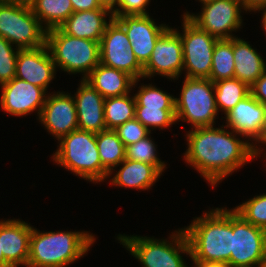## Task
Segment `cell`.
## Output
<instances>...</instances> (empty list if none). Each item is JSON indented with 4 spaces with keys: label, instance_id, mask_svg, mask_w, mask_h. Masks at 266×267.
<instances>
[{
    "label": "cell",
    "instance_id": "8",
    "mask_svg": "<svg viewBox=\"0 0 266 267\" xmlns=\"http://www.w3.org/2000/svg\"><path fill=\"white\" fill-rule=\"evenodd\" d=\"M47 30L34 15L31 6L0 0V36L18 49L46 45Z\"/></svg>",
    "mask_w": 266,
    "mask_h": 267
},
{
    "label": "cell",
    "instance_id": "39",
    "mask_svg": "<svg viewBox=\"0 0 266 267\" xmlns=\"http://www.w3.org/2000/svg\"><path fill=\"white\" fill-rule=\"evenodd\" d=\"M245 11H259L266 9V0H240Z\"/></svg>",
    "mask_w": 266,
    "mask_h": 267
},
{
    "label": "cell",
    "instance_id": "32",
    "mask_svg": "<svg viewBox=\"0 0 266 267\" xmlns=\"http://www.w3.org/2000/svg\"><path fill=\"white\" fill-rule=\"evenodd\" d=\"M245 221L266 230V194L254 196L233 208Z\"/></svg>",
    "mask_w": 266,
    "mask_h": 267
},
{
    "label": "cell",
    "instance_id": "19",
    "mask_svg": "<svg viewBox=\"0 0 266 267\" xmlns=\"http://www.w3.org/2000/svg\"><path fill=\"white\" fill-rule=\"evenodd\" d=\"M32 226L18 219L0 220V247L12 266L27 267Z\"/></svg>",
    "mask_w": 266,
    "mask_h": 267
},
{
    "label": "cell",
    "instance_id": "34",
    "mask_svg": "<svg viewBox=\"0 0 266 267\" xmlns=\"http://www.w3.org/2000/svg\"><path fill=\"white\" fill-rule=\"evenodd\" d=\"M18 48L0 36V86L11 81L16 75Z\"/></svg>",
    "mask_w": 266,
    "mask_h": 267
},
{
    "label": "cell",
    "instance_id": "28",
    "mask_svg": "<svg viewBox=\"0 0 266 267\" xmlns=\"http://www.w3.org/2000/svg\"><path fill=\"white\" fill-rule=\"evenodd\" d=\"M136 101L129 93L123 96L106 98L104 120L106 129H116L119 125L135 118Z\"/></svg>",
    "mask_w": 266,
    "mask_h": 267
},
{
    "label": "cell",
    "instance_id": "37",
    "mask_svg": "<svg viewBox=\"0 0 266 267\" xmlns=\"http://www.w3.org/2000/svg\"><path fill=\"white\" fill-rule=\"evenodd\" d=\"M250 94L266 105V71L250 86Z\"/></svg>",
    "mask_w": 266,
    "mask_h": 267
},
{
    "label": "cell",
    "instance_id": "43",
    "mask_svg": "<svg viewBox=\"0 0 266 267\" xmlns=\"http://www.w3.org/2000/svg\"><path fill=\"white\" fill-rule=\"evenodd\" d=\"M0 267H12L4 258V254L0 247Z\"/></svg>",
    "mask_w": 266,
    "mask_h": 267
},
{
    "label": "cell",
    "instance_id": "9",
    "mask_svg": "<svg viewBox=\"0 0 266 267\" xmlns=\"http://www.w3.org/2000/svg\"><path fill=\"white\" fill-rule=\"evenodd\" d=\"M182 18V33L174 30L180 35L182 42L185 77L208 79L212 69L213 49L219 39L200 29L187 16Z\"/></svg>",
    "mask_w": 266,
    "mask_h": 267
},
{
    "label": "cell",
    "instance_id": "29",
    "mask_svg": "<svg viewBox=\"0 0 266 267\" xmlns=\"http://www.w3.org/2000/svg\"><path fill=\"white\" fill-rule=\"evenodd\" d=\"M234 72L233 37L218 40L213 49L212 69L208 79L212 82L232 79L234 78Z\"/></svg>",
    "mask_w": 266,
    "mask_h": 267
},
{
    "label": "cell",
    "instance_id": "5",
    "mask_svg": "<svg viewBox=\"0 0 266 267\" xmlns=\"http://www.w3.org/2000/svg\"><path fill=\"white\" fill-rule=\"evenodd\" d=\"M169 238L170 242L167 239L147 236H117L119 243L125 246L143 267H188L181 256L182 253L190 256V247L183 228L172 232Z\"/></svg>",
    "mask_w": 266,
    "mask_h": 267
},
{
    "label": "cell",
    "instance_id": "22",
    "mask_svg": "<svg viewBox=\"0 0 266 267\" xmlns=\"http://www.w3.org/2000/svg\"><path fill=\"white\" fill-rule=\"evenodd\" d=\"M105 99L123 96L131 92L139 80H134L127 73L99 63L84 79Z\"/></svg>",
    "mask_w": 266,
    "mask_h": 267
},
{
    "label": "cell",
    "instance_id": "31",
    "mask_svg": "<svg viewBox=\"0 0 266 267\" xmlns=\"http://www.w3.org/2000/svg\"><path fill=\"white\" fill-rule=\"evenodd\" d=\"M152 140L148 135L144 139L127 146L125 157L128 160L140 161L152 165L162 174L167 167L165 162H162L157 156V145Z\"/></svg>",
    "mask_w": 266,
    "mask_h": 267
},
{
    "label": "cell",
    "instance_id": "41",
    "mask_svg": "<svg viewBox=\"0 0 266 267\" xmlns=\"http://www.w3.org/2000/svg\"><path fill=\"white\" fill-rule=\"evenodd\" d=\"M119 2L120 0H98L100 7L108 10L111 14L117 10Z\"/></svg>",
    "mask_w": 266,
    "mask_h": 267
},
{
    "label": "cell",
    "instance_id": "15",
    "mask_svg": "<svg viewBox=\"0 0 266 267\" xmlns=\"http://www.w3.org/2000/svg\"><path fill=\"white\" fill-rule=\"evenodd\" d=\"M113 19L124 29L138 62L144 66L150 59L158 38L169 28L155 23L148 15H123Z\"/></svg>",
    "mask_w": 266,
    "mask_h": 267
},
{
    "label": "cell",
    "instance_id": "12",
    "mask_svg": "<svg viewBox=\"0 0 266 267\" xmlns=\"http://www.w3.org/2000/svg\"><path fill=\"white\" fill-rule=\"evenodd\" d=\"M100 63L123 71L134 80L143 79V66L136 59L124 29L114 19L100 41Z\"/></svg>",
    "mask_w": 266,
    "mask_h": 267
},
{
    "label": "cell",
    "instance_id": "2",
    "mask_svg": "<svg viewBox=\"0 0 266 267\" xmlns=\"http://www.w3.org/2000/svg\"><path fill=\"white\" fill-rule=\"evenodd\" d=\"M190 256L198 260L219 261L230 265L232 250V209L215 208L196 217L183 228Z\"/></svg>",
    "mask_w": 266,
    "mask_h": 267
},
{
    "label": "cell",
    "instance_id": "23",
    "mask_svg": "<svg viewBox=\"0 0 266 267\" xmlns=\"http://www.w3.org/2000/svg\"><path fill=\"white\" fill-rule=\"evenodd\" d=\"M234 78L249 87L266 71L263 57L250 46L249 42L233 37Z\"/></svg>",
    "mask_w": 266,
    "mask_h": 267
},
{
    "label": "cell",
    "instance_id": "21",
    "mask_svg": "<svg viewBox=\"0 0 266 267\" xmlns=\"http://www.w3.org/2000/svg\"><path fill=\"white\" fill-rule=\"evenodd\" d=\"M106 16H109L108 22ZM112 19V14L104 8L77 11L73 12L60 28L70 36L100 42Z\"/></svg>",
    "mask_w": 266,
    "mask_h": 267
},
{
    "label": "cell",
    "instance_id": "17",
    "mask_svg": "<svg viewBox=\"0 0 266 267\" xmlns=\"http://www.w3.org/2000/svg\"><path fill=\"white\" fill-rule=\"evenodd\" d=\"M0 105L3 111L14 116H26L38 111V118L46 101V90L14 77L1 85Z\"/></svg>",
    "mask_w": 266,
    "mask_h": 267
},
{
    "label": "cell",
    "instance_id": "24",
    "mask_svg": "<svg viewBox=\"0 0 266 267\" xmlns=\"http://www.w3.org/2000/svg\"><path fill=\"white\" fill-rule=\"evenodd\" d=\"M119 165L122 167L110 179V183L116 187L148 190L161 176L154 166L140 161L125 159Z\"/></svg>",
    "mask_w": 266,
    "mask_h": 267
},
{
    "label": "cell",
    "instance_id": "18",
    "mask_svg": "<svg viewBox=\"0 0 266 267\" xmlns=\"http://www.w3.org/2000/svg\"><path fill=\"white\" fill-rule=\"evenodd\" d=\"M56 71L47 45L32 49H19L16 61V78L47 91Z\"/></svg>",
    "mask_w": 266,
    "mask_h": 267
},
{
    "label": "cell",
    "instance_id": "16",
    "mask_svg": "<svg viewBox=\"0 0 266 267\" xmlns=\"http://www.w3.org/2000/svg\"><path fill=\"white\" fill-rule=\"evenodd\" d=\"M39 121L47 129V132L55 136L57 140L78 129L74 97L68 92L47 93Z\"/></svg>",
    "mask_w": 266,
    "mask_h": 267
},
{
    "label": "cell",
    "instance_id": "4",
    "mask_svg": "<svg viewBox=\"0 0 266 267\" xmlns=\"http://www.w3.org/2000/svg\"><path fill=\"white\" fill-rule=\"evenodd\" d=\"M58 141L59 148L52 158L61 167L95 184L108 178L109 171L101 163L95 133L76 129Z\"/></svg>",
    "mask_w": 266,
    "mask_h": 267
},
{
    "label": "cell",
    "instance_id": "35",
    "mask_svg": "<svg viewBox=\"0 0 266 267\" xmlns=\"http://www.w3.org/2000/svg\"><path fill=\"white\" fill-rule=\"evenodd\" d=\"M125 147L144 139L151 132L136 118L126 121L114 129Z\"/></svg>",
    "mask_w": 266,
    "mask_h": 267
},
{
    "label": "cell",
    "instance_id": "42",
    "mask_svg": "<svg viewBox=\"0 0 266 267\" xmlns=\"http://www.w3.org/2000/svg\"><path fill=\"white\" fill-rule=\"evenodd\" d=\"M1 1L31 6L35 0H1Z\"/></svg>",
    "mask_w": 266,
    "mask_h": 267
},
{
    "label": "cell",
    "instance_id": "27",
    "mask_svg": "<svg viewBox=\"0 0 266 267\" xmlns=\"http://www.w3.org/2000/svg\"><path fill=\"white\" fill-rule=\"evenodd\" d=\"M213 83L218 112L220 109L225 115L250 94V87L236 78L222 79Z\"/></svg>",
    "mask_w": 266,
    "mask_h": 267
},
{
    "label": "cell",
    "instance_id": "40",
    "mask_svg": "<svg viewBox=\"0 0 266 267\" xmlns=\"http://www.w3.org/2000/svg\"><path fill=\"white\" fill-rule=\"evenodd\" d=\"M195 266L193 267H231L228 263L219 261H204L190 257Z\"/></svg>",
    "mask_w": 266,
    "mask_h": 267
},
{
    "label": "cell",
    "instance_id": "20",
    "mask_svg": "<svg viewBox=\"0 0 266 267\" xmlns=\"http://www.w3.org/2000/svg\"><path fill=\"white\" fill-rule=\"evenodd\" d=\"M75 93L78 129L93 132L95 134L106 130L104 120L105 98L88 82L80 81Z\"/></svg>",
    "mask_w": 266,
    "mask_h": 267
},
{
    "label": "cell",
    "instance_id": "36",
    "mask_svg": "<svg viewBox=\"0 0 266 267\" xmlns=\"http://www.w3.org/2000/svg\"><path fill=\"white\" fill-rule=\"evenodd\" d=\"M150 0H120L117 10L112 14L113 17L123 15H148L146 6Z\"/></svg>",
    "mask_w": 266,
    "mask_h": 267
},
{
    "label": "cell",
    "instance_id": "25",
    "mask_svg": "<svg viewBox=\"0 0 266 267\" xmlns=\"http://www.w3.org/2000/svg\"><path fill=\"white\" fill-rule=\"evenodd\" d=\"M31 8L46 30L61 27L73 14L71 0H35Z\"/></svg>",
    "mask_w": 266,
    "mask_h": 267
},
{
    "label": "cell",
    "instance_id": "1",
    "mask_svg": "<svg viewBox=\"0 0 266 267\" xmlns=\"http://www.w3.org/2000/svg\"><path fill=\"white\" fill-rule=\"evenodd\" d=\"M226 128V129H225ZM198 127L186 133L187 150L184 159L213 187L254 158L260 151L248 140L237 138L234 131Z\"/></svg>",
    "mask_w": 266,
    "mask_h": 267
},
{
    "label": "cell",
    "instance_id": "7",
    "mask_svg": "<svg viewBox=\"0 0 266 267\" xmlns=\"http://www.w3.org/2000/svg\"><path fill=\"white\" fill-rule=\"evenodd\" d=\"M182 83L180 97H175L176 122L184 120L193 128L213 126L218 115L214 83L207 78L188 77Z\"/></svg>",
    "mask_w": 266,
    "mask_h": 267
},
{
    "label": "cell",
    "instance_id": "30",
    "mask_svg": "<svg viewBox=\"0 0 266 267\" xmlns=\"http://www.w3.org/2000/svg\"><path fill=\"white\" fill-rule=\"evenodd\" d=\"M134 94L135 107H145V109H175V97L169 93L153 86L142 85Z\"/></svg>",
    "mask_w": 266,
    "mask_h": 267
},
{
    "label": "cell",
    "instance_id": "26",
    "mask_svg": "<svg viewBox=\"0 0 266 267\" xmlns=\"http://www.w3.org/2000/svg\"><path fill=\"white\" fill-rule=\"evenodd\" d=\"M96 143L102 165L109 171L108 178L115 167L126 159V147L119 139L115 130L106 129L96 134ZM114 170V171H112Z\"/></svg>",
    "mask_w": 266,
    "mask_h": 267
},
{
    "label": "cell",
    "instance_id": "13",
    "mask_svg": "<svg viewBox=\"0 0 266 267\" xmlns=\"http://www.w3.org/2000/svg\"><path fill=\"white\" fill-rule=\"evenodd\" d=\"M225 116V127L245 137L248 141H256L254 146L260 151L258 144L266 145V106L251 94L236 104ZM262 149V150H261Z\"/></svg>",
    "mask_w": 266,
    "mask_h": 267
},
{
    "label": "cell",
    "instance_id": "3",
    "mask_svg": "<svg viewBox=\"0 0 266 267\" xmlns=\"http://www.w3.org/2000/svg\"><path fill=\"white\" fill-rule=\"evenodd\" d=\"M95 240L87 231L40 232L32 227L27 267H65L87 254Z\"/></svg>",
    "mask_w": 266,
    "mask_h": 267
},
{
    "label": "cell",
    "instance_id": "14",
    "mask_svg": "<svg viewBox=\"0 0 266 267\" xmlns=\"http://www.w3.org/2000/svg\"><path fill=\"white\" fill-rule=\"evenodd\" d=\"M183 50L180 35L170 26L158 38L150 59L143 66V79L155 74L177 79L183 73Z\"/></svg>",
    "mask_w": 266,
    "mask_h": 267
},
{
    "label": "cell",
    "instance_id": "45",
    "mask_svg": "<svg viewBox=\"0 0 266 267\" xmlns=\"http://www.w3.org/2000/svg\"><path fill=\"white\" fill-rule=\"evenodd\" d=\"M261 267H266V255H265V258L263 259V263Z\"/></svg>",
    "mask_w": 266,
    "mask_h": 267
},
{
    "label": "cell",
    "instance_id": "33",
    "mask_svg": "<svg viewBox=\"0 0 266 267\" xmlns=\"http://www.w3.org/2000/svg\"><path fill=\"white\" fill-rule=\"evenodd\" d=\"M135 118L150 132L151 129H165L175 124V109H145L135 107Z\"/></svg>",
    "mask_w": 266,
    "mask_h": 267
},
{
    "label": "cell",
    "instance_id": "38",
    "mask_svg": "<svg viewBox=\"0 0 266 267\" xmlns=\"http://www.w3.org/2000/svg\"><path fill=\"white\" fill-rule=\"evenodd\" d=\"M73 12L89 11L101 8L98 0H71Z\"/></svg>",
    "mask_w": 266,
    "mask_h": 267
},
{
    "label": "cell",
    "instance_id": "44",
    "mask_svg": "<svg viewBox=\"0 0 266 267\" xmlns=\"http://www.w3.org/2000/svg\"><path fill=\"white\" fill-rule=\"evenodd\" d=\"M260 11H263L262 13H263V16H262V24H261V26H262V28L264 29V31L266 32V9H264V10H260Z\"/></svg>",
    "mask_w": 266,
    "mask_h": 267
},
{
    "label": "cell",
    "instance_id": "6",
    "mask_svg": "<svg viewBox=\"0 0 266 267\" xmlns=\"http://www.w3.org/2000/svg\"><path fill=\"white\" fill-rule=\"evenodd\" d=\"M46 45L56 69L82 73L83 80L100 63V42L70 36L60 27L47 30Z\"/></svg>",
    "mask_w": 266,
    "mask_h": 267
},
{
    "label": "cell",
    "instance_id": "46",
    "mask_svg": "<svg viewBox=\"0 0 266 267\" xmlns=\"http://www.w3.org/2000/svg\"><path fill=\"white\" fill-rule=\"evenodd\" d=\"M210 1H213V0H199V2H201V4L206 3V2H210Z\"/></svg>",
    "mask_w": 266,
    "mask_h": 267
},
{
    "label": "cell",
    "instance_id": "11",
    "mask_svg": "<svg viewBox=\"0 0 266 267\" xmlns=\"http://www.w3.org/2000/svg\"><path fill=\"white\" fill-rule=\"evenodd\" d=\"M200 14H190L187 16L200 29L206 31L211 36L221 39H231L232 35L242 26V9L245 10L240 0H213L203 3Z\"/></svg>",
    "mask_w": 266,
    "mask_h": 267
},
{
    "label": "cell",
    "instance_id": "10",
    "mask_svg": "<svg viewBox=\"0 0 266 267\" xmlns=\"http://www.w3.org/2000/svg\"><path fill=\"white\" fill-rule=\"evenodd\" d=\"M266 255V230L245 221L232 209L231 267H261Z\"/></svg>",
    "mask_w": 266,
    "mask_h": 267
}]
</instances>
